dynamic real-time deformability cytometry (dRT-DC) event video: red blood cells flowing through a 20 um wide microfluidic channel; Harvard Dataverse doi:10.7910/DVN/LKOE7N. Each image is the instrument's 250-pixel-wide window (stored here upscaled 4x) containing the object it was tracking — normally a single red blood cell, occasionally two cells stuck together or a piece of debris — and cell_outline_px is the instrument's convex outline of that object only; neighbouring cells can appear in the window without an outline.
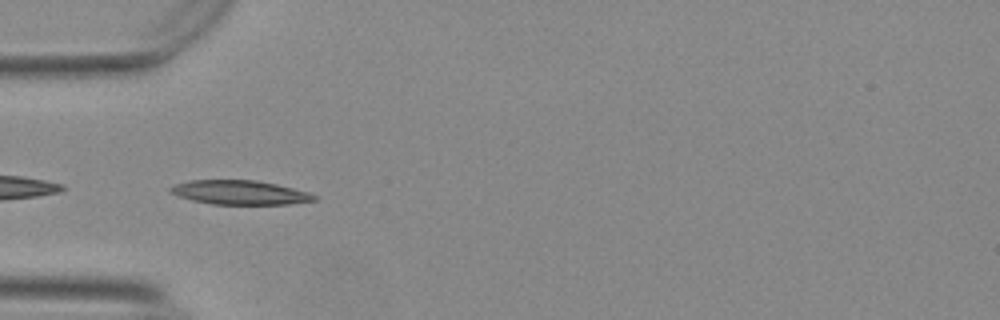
{"species": "Egyptian fruit bat (a non-hibernating species)", "species_latin": "Rousettus aegyptiacus", "temperature_condition": "warm", "stored_images_in_passage": 21, "camera_frame_rate_fps": 3000, "um_per_image_px": 0.085, "animal": {"sex": "female"}, "frame": {"image": 1, "passage_image": 1, "time_ms": 0.0, "image_size_px": [1000, 320], "cell_outline_px": [[316, 200], [288, 204], [212, 204], [192, 200], [168, 192], [168, 188], [176, 184], [192, 180], [256, 180], [276, 184], [308, 192], [316, 196]], "centroid_in_image_um": [20.36, 16.36], "position_along_channel_um": 64.6, "area_um2": 20.06}}
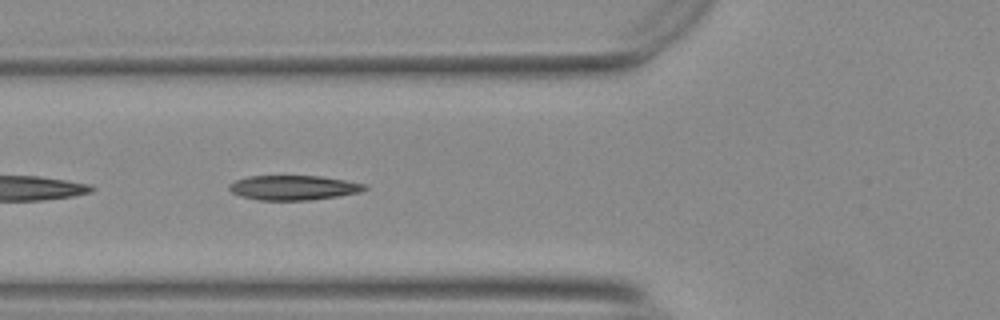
{"frame": {"image": 2, "passage_image": 4, "time_ms": 1.0, "image_size_px": [1000, 320], "cell_outline_px": [[368, 188], [360, 192], [336, 196], [308, 200], [260, 200], [240, 196], [232, 192], [228, 188], [236, 180], [248, 176], [320, 176], [344, 180], [364, 184]], "centroid_in_image_um": [24.94, 15.95], "position_along_channel_um": 100.9, "area_um2": 19.19}}